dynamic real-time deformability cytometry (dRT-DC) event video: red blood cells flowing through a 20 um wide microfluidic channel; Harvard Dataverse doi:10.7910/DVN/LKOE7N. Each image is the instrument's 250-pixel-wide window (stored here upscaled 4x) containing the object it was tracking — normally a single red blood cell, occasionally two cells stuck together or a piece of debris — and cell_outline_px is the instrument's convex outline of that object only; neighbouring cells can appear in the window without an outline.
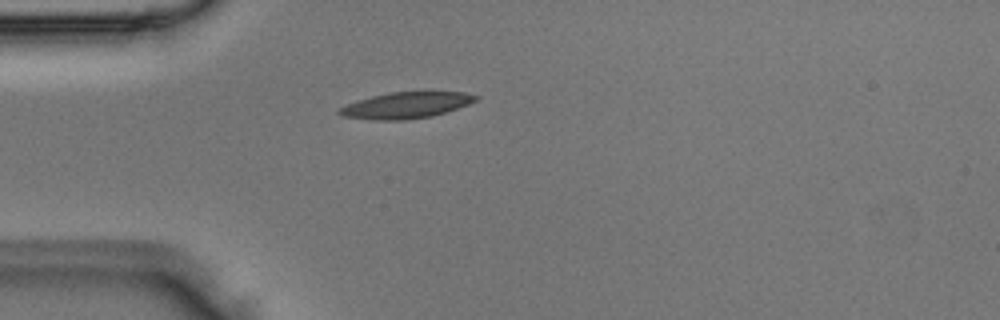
{"species": "Egyptian fruit bat (a non-hibernating species)", "species_latin": "Rousettus aegyptiacus", "temperature_condition": "room temperature", "stored_images_in_passage": 1, "camera_frame_rate_fps": 3000, "um_per_image_px": 0.085, "animal": {"sex": "male"}, "frame": {"image": 1, "passage_image": 1, "time_ms": 0.0, "image_size_px": [1000, 320], "cell_outline_px": [[480, 96], [476, 100], [468, 104], [432, 116], [404, 120], [372, 120], [340, 116], [336, 112], [340, 108], [348, 104], [372, 96], [388, 92], [432, 88], [464, 92]], "centroid_in_image_um": [34.58, 8.89], "position_along_channel_um": 50.4, "area_um2": 21.73}}